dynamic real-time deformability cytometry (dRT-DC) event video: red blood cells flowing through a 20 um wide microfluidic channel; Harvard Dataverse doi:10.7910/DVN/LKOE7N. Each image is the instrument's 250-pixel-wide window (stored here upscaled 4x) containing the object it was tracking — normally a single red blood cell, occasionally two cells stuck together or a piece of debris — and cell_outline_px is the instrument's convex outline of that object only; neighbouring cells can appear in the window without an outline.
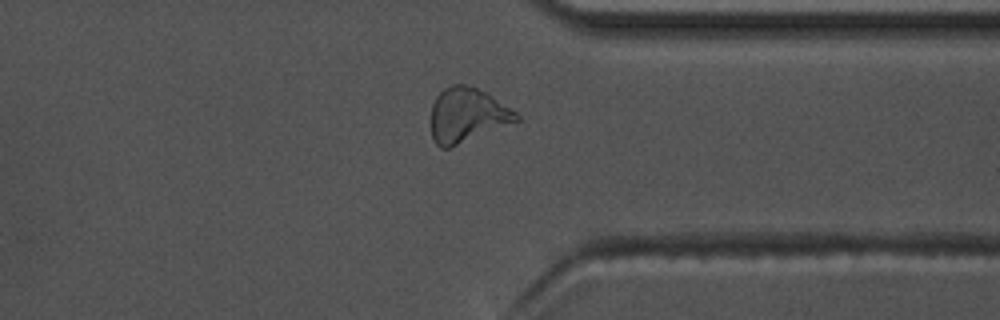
{"species": "common noctule bat (a hibernating species)", "species_latin": "Nyctalus noctula", "temperature_condition": "warm", "stored_images_in_passage": 54, "camera_frame_rate_fps": 3000, "um_per_image_px": 0.085, "animal": {"sex": "male", "body_mass_g": 17.5, "forearm_length_mm": 52.3}, "frame": {"image": 1, "passage_image": 41, "time_ms": 13.333, "image_size_px": [1000, 320], "cell_outline_px": [[520, 120], [448, 148], [440, 148], [436, 144], [432, 136], [428, 120], [432, 104], [436, 96], [444, 88], [452, 84], [464, 84], [476, 88], [484, 92], [516, 112], [520, 116]], "centroid_in_image_um": [39.63, 9.79], "position_along_channel_um": 371.8, "area_um2": 26.99}}
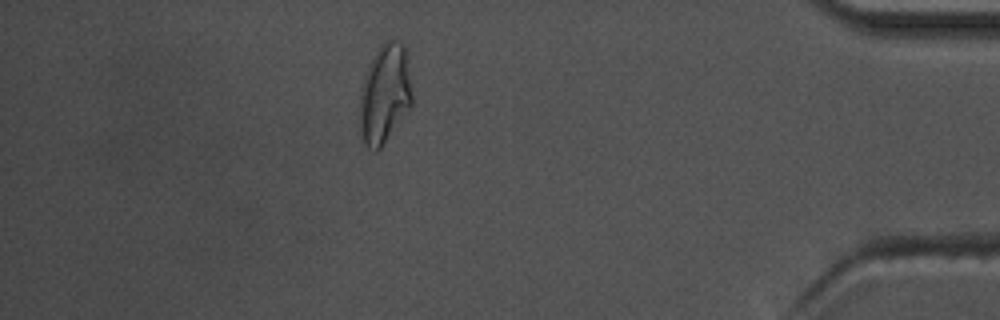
{"frame": {"image": 2, "passage_image": 47, "time_ms": 15.333, "image_size_px": [1000, 320], "cell_outline_px": [[412, 108], [380, 148], [376, 152], [368, 148], [364, 144], [360, 136], [360, 88], [368, 64], [372, 56], [380, 44], [384, 40], [392, 40], [404, 44], [412, 92]], "centroid_in_image_um": [32.69, 8.0], "position_along_channel_um": 402.5, "area_um2": 30.75}, "authors_computed_cell_mechanics": {"area_um2": 25.7499, "velocity_mm_per_s": 3.6961, "shape_relaxation_time_tau1_ms": null, "shape_relaxation_time_tau2_ms": 2.6977, "deformation_change_tau1": null, "deformation_change_tau2": 0.1176}}